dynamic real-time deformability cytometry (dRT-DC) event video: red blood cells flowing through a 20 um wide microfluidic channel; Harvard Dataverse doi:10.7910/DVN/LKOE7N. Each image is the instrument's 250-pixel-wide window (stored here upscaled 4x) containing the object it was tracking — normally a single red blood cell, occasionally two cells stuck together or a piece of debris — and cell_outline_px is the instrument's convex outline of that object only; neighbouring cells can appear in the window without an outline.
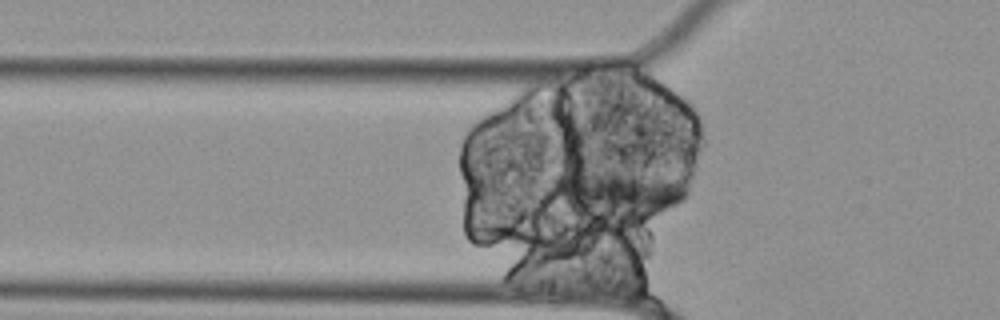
{"species": "Egyptian fruit bat (a non-hibernating species)", "species_latin": "Rousettus aegyptiacus", "temperature_condition": "cold", "stored_images_in_passage": 46, "segment_of_instrument_passage": [1, 2], "camera_frame_rate_fps": 3000, "um_per_image_px": 0.085, "animal": {"sex": "female"}, "frame": {"image": 1, "passage_image": 18, "time_ms": 5.667, "image_size_px": [1000, 320], "cell_outline_px": [[688, 192], [684, 200], [676, 204], [648, 216], [628, 216], [564, 212], [560, 176], [560, 172], [604, 172], [652, 176], [672, 180], [684, 188]], "centroid_in_image_um": [52.56, 16.46], "position_along_channel_um": 73.2, "area_um2": 33.41}}